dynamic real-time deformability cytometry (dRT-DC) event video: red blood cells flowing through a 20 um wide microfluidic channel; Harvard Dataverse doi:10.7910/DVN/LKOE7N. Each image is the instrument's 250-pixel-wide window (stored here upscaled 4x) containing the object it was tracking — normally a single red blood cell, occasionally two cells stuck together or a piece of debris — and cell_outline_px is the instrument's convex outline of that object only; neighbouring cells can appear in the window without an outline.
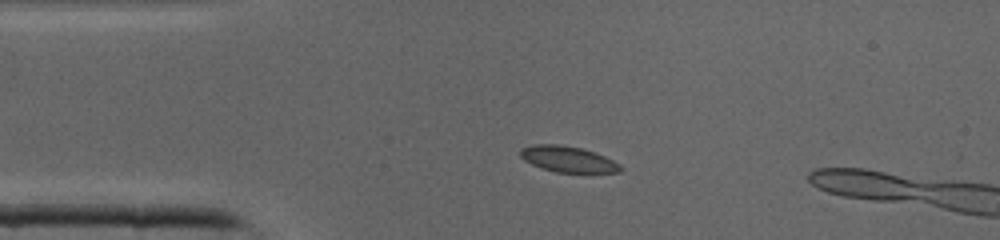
{"species": "common noctule bat (a hibernating species)", "species_latin": "Nyctalus noctula", "temperature_condition": "cold", "stored_images_in_passage": 9, "camera_frame_rate_fps": 3000, "um_per_image_px": 0.085, "animal": {"sex": "male", "body_mass_g": 19.0, "forearm_length_mm": 50.8}, "frame": {"image": 1, "passage_image": 7, "time_ms": 2.0, "image_size_px": [1000, 240], "cell_outline_px": [[624, 168], [620, 172], [556, 172], [540, 168], [524, 160], [520, 156], [520, 148], [536, 144], [556, 144], [580, 148], [596, 152], [620, 164]], "centroid_in_image_um": [48.27, 13.53], "position_along_channel_um": 36.7, "area_um2": 15.09}}